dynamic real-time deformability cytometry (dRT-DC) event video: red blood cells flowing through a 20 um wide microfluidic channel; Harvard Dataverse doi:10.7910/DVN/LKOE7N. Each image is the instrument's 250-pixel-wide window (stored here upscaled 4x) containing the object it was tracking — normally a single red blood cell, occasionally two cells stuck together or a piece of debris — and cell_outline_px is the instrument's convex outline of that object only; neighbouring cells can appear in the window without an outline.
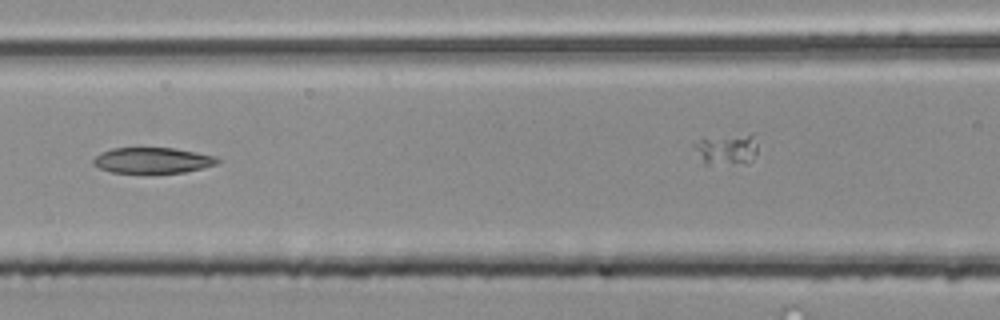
{"species": "common noctule bat (a hibernating species)", "species_latin": "Nyctalus noctula", "temperature_condition": "room temperature", "stored_images_in_passage": 6, "camera_frame_rate_fps": 3000, "um_per_image_px": 0.085, "animal": {"sex": "male", "body_mass_g": 20.4}, "frame": {"image": 1, "passage_image": 5, "time_ms": 1.333, "image_size_px": [1000, 320], "cell_outline_px": [[220, 160], [216, 164], [204, 168], [184, 172], [112, 172], [100, 168], [92, 164], [92, 160], [100, 152], [112, 148], [172, 148], [196, 152], [216, 156]], "centroid_in_image_um": [12.96, 13.62], "position_along_channel_um": 153.6, "area_um2": 18.44}}